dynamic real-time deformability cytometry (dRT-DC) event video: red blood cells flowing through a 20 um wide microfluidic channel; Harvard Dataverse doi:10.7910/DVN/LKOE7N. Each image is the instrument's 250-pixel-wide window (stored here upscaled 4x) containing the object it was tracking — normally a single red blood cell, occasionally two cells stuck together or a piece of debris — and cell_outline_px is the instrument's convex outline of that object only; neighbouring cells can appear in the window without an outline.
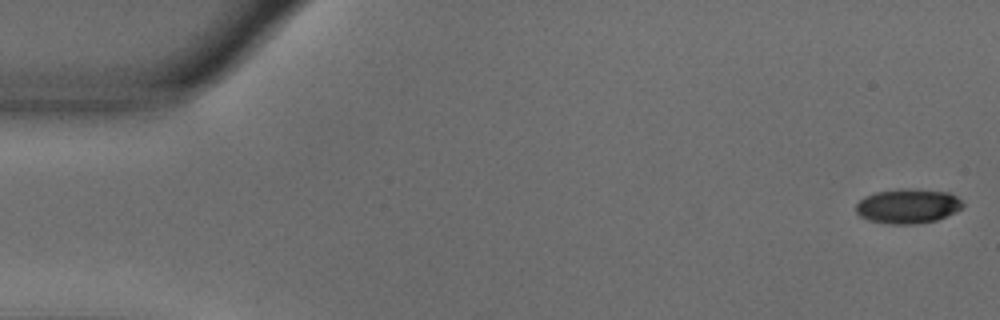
{"species": "common noctule bat (a hibernating species)", "species_latin": "Nyctalus noctula", "temperature_condition": "warm", "stored_images_in_passage": 17, "camera_frame_rate_fps": 3000, "um_per_image_px": 0.085, "animal": {"sex": "male", "body_mass_g": 18.8}, "frame": {"image": 1, "passage_image": 1, "time_ms": 0.0, "image_size_px": [1000, 320], "cell_outline_px": [[964, 204], [956, 212], [936, 220], [916, 224], [892, 224], [868, 220], [860, 216], [856, 212], [856, 204], [864, 196], [876, 192], [900, 188], [916, 188], [948, 192], [956, 196]], "centroid_in_image_um": [77.15, 17.5], "position_along_channel_um": 7.8, "area_um2": 21.68}}
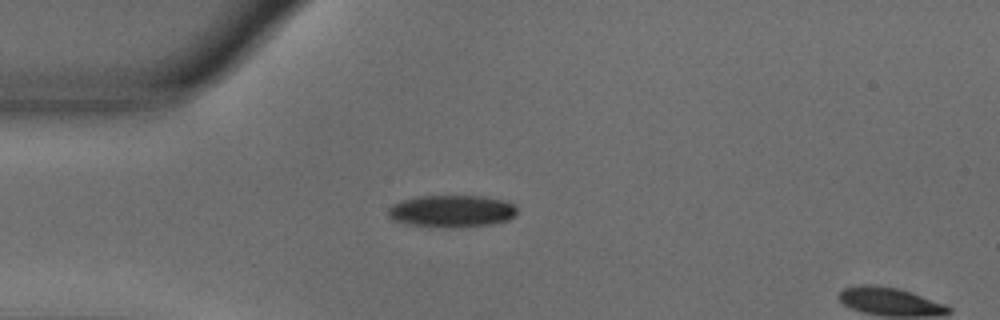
{"frame": {"image": 2, "passage_image": 14, "time_ms": 4.333, "image_size_px": [1000, 320], "cell_outline_px": [[516, 216], [508, 220], [492, 224], [408, 224], [396, 220], [388, 216], [388, 208], [392, 204], [400, 200], [416, 196], [484, 196], [500, 200], [512, 204], [516, 208]], "centroid_in_image_um": [38.38, 17.88], "position_along_channel_um": 46.6, "area_um2": 22.89}}